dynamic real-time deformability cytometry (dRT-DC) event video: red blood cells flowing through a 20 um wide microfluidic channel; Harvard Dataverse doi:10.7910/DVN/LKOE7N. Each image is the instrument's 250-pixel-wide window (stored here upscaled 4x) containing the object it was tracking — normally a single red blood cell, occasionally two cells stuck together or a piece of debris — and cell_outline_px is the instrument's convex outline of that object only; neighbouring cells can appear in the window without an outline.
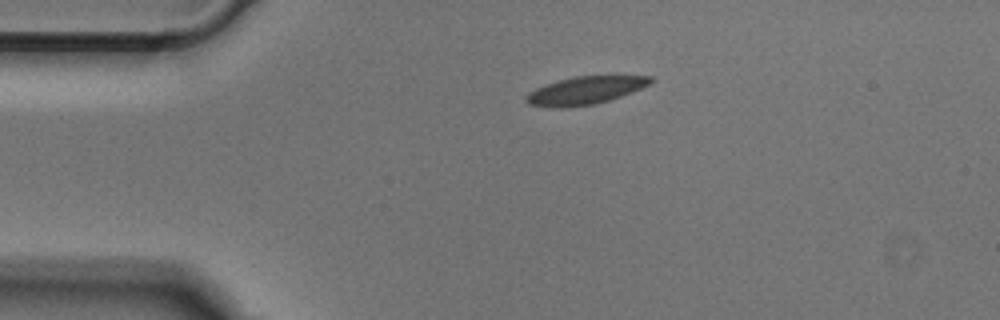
{"species": "Egyptian fruit bat (a non-hibernating species)", "species_latin": "Rousettus aegyptiacus", "temperature_condition": "cold", "stored_images_in_passage": 41, "camera_frame_rate_fps": 3000, "um_per_image_px": 0.085, "animal": {"sex": "male"}, "frame": {"image": 1, "passage_image": 1, "time_ms": 0.0, "image_size_px": [1000, 320], "cell_outline_px": [[656, 80], [640, 88], [620, 96], [608, 100], [592, 104], [564, 108], [556, 108], [528, 104], [524, 100], [528, 92], [544, 84], [576, 76], [652, 76]], "centroid_in_image_um": [49.69, 7.69], "position_along_channel_um": 35.3, "area_um2": 19.94}}
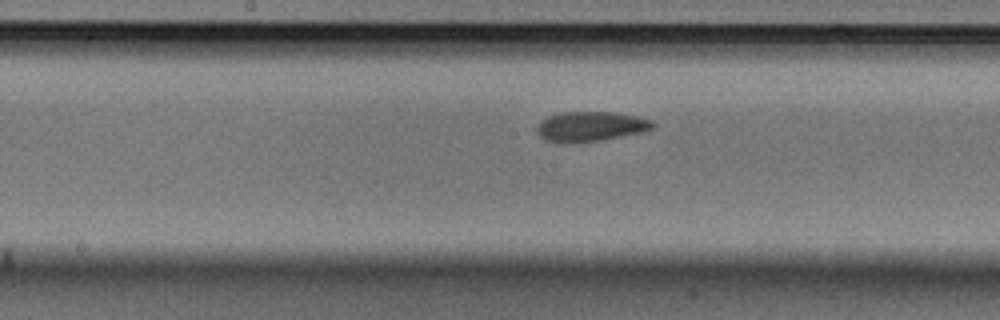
{"frame": {"image": 2, "passage_image": 16, "time_ms": 5.0, "image_size_px": [1000, 320], "cell_outline_px": [[656, 124], [652, 128], [640, 132], [600, 140], [576, 144], [560, 144], [544, 140], [536, 132], [536, 124], [540, 120], [548, 116], [560, 112], [616, 112], [636, 116], [652, 120]], "centroid_in_image_um": [50.11, 10.76], "position_along_channel_um": 198.1, "area_um2": 20.58}}
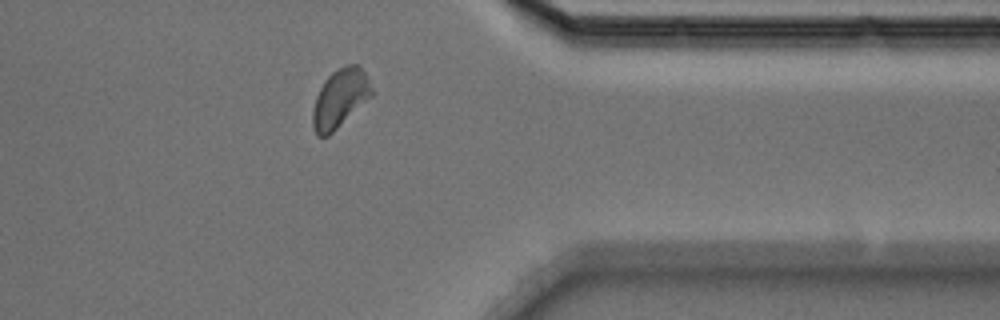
{"frame": {"image": 3, "passage_image": 31, "time_ms": 10.0, "image_size_px": [1000, 320], "cell_outline_px": [[376, 92], [372, 96], [328, 136], [316, 136], [312, 124], [312, 108], [316, 96], [324, 80], [332, 72], [344, 64], [360, 64], [368, 76]], "centroid_in_image_um": [28.93, 8.32], "position_along_channel_um": 382.5, "area_um2": 20.52}}